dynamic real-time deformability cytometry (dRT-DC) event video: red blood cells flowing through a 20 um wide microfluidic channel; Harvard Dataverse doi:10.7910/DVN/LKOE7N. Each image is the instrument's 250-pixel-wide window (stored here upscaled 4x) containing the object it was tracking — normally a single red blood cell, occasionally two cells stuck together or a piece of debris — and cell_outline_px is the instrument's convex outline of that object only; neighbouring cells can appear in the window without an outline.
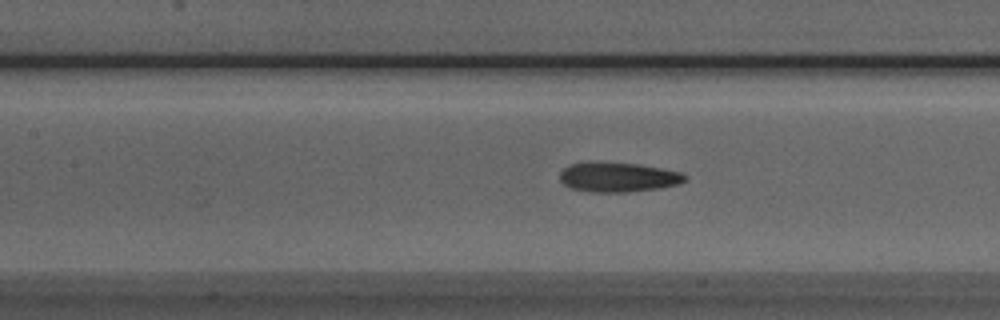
{"species": "Egyptian fruit bat (a non-hibernating species)", "species_latin": "Rousettus aegyptiacus", "temperature_condition": "room temperature", "stored_images_in_passage": 33, "camera_frame_rate_fps": 3000, "um_per_image_px": 0.085, "animal": {"sex": "male"}, "frame": {"image": 1, "passage_image": 10, "time_ms": 3.0, "image_size_px": [1000, 320], "cell_outline_px": [[688, 180], [680, 184], [660, 188], [628, 192], [592, 192], [572, 188], [564, 184], [560, 180], [560, 172], [564, 168], [572, 164], [640, 164], [680, 172], [688, 176]], "centroid_in_image_um": [52.62, 15.09], "position_along_channel_um": 154.8, "area_um2": 21.04}}
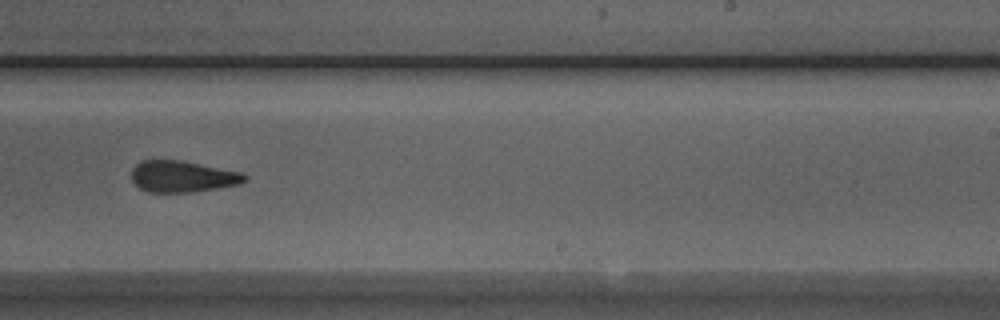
{"frame": {"image": 2, "passage_image": 19, "time_ms": 6.0, "image_size_px": [1000, 320], "cell_outline_px": [[248, 180], [240, 184], [192, 192], [148, 192], [140, 188], [132, 180], [132, 168], [140, 160], [180, 160], [240, 172], [248, 176]], "centroid_in_image_um": [15.5, 15.0], "position_along_channel_um": 273.5, "area_um2": 20.63}}
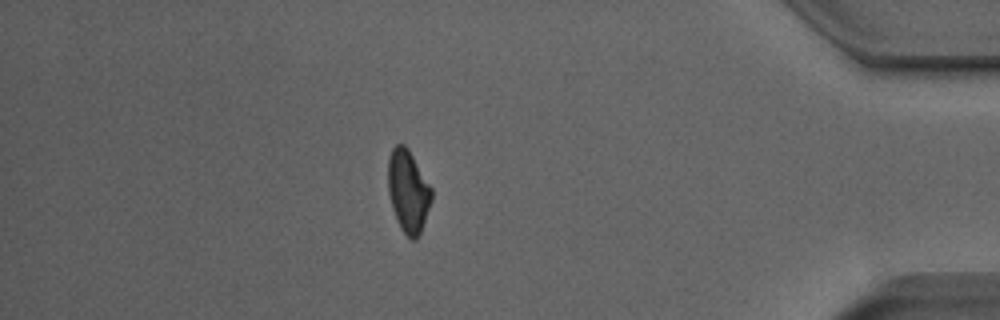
{"frame": {"image": 3, "passage_image": 32, "time_ms": 10.333, "image_size_px": [1000, 320], "cell_outline_px": [[432, 200], [420, 232], [416, 240], [412, 240], [400, 228], [396, 220], [392, 208], [388, 192], [388, 160], [392, 148], [396, 144], [404, 144], [408, 148], [432, 188]], "centroid_in_image_um": [34.68, 16.24], "position_along_channel_um": 400.5, "area_um2": 20.87}}